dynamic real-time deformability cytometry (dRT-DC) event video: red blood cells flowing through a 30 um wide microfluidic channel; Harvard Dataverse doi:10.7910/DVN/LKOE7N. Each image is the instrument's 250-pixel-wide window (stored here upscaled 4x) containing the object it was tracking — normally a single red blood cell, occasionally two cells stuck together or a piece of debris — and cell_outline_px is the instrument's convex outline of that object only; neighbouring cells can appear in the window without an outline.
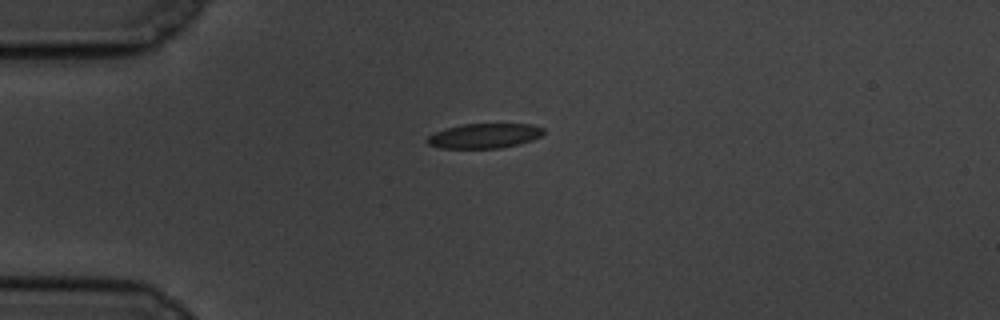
{"species": "common noctule bat (a hibernating species)", "species_latin": "Nyctalus noctula", "temperature_condition": "cold", "stored_images_in_passage": 45, "camera_frame_rate_fps": 3000, "um_per_image_px": 0.085, "animal": {"sex": "male", "body_mass_g": 19.5, "forearm_length_mm": 54.6}, "frame": {"image": 1, "passage_image": 1, "time_ms": 0.0, "image_size_px": [1000, 320], "cell_outline_px": [[544, 132], [540, 136], [532, 140], [500, 148], [440, 148], [428, 144], [424, 140], [428, 136], [444, 128], [464, 124], [532, 124], [544, 128]], "centroid_in_image_um": [41.14, 11.54], "position_along_channel_um": 43.9, "area_um2": 16.76}}
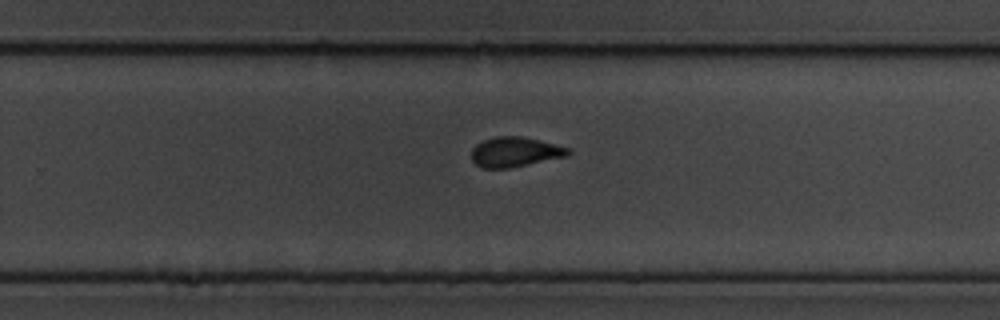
{"frame": {"image": 2, "passage_image": 24, "time_ms": 7.667, "image_size_px": [1000, 320], "cell_outline_px": [[572, 152], [568, 156], [508, 168], [480, 168], [472, 160], [472, 148], [476, 144], [484, 140], [496, 136], [520, 136], [572, 148]], "centroid_in_image_um": [43.79, 12.92], "position_along_channel_um": 286.0, "area_um2": 16.82}}
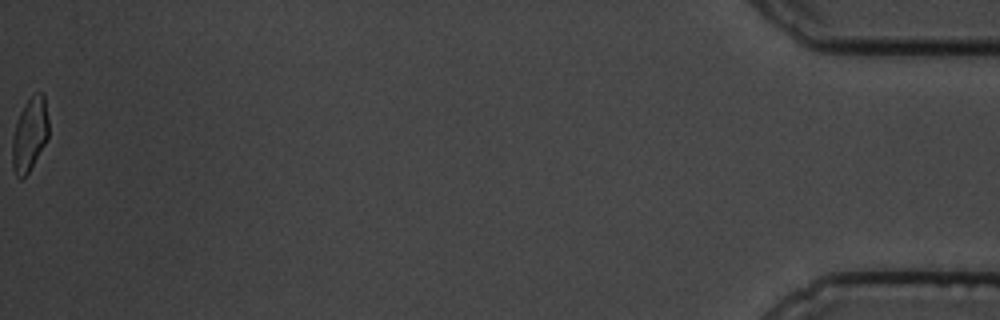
{"frame": {"image": 3, "passage_image": 45, "time_ms": 14.667, "image_size_px": [1000, 320], "cell_outline_px": [[48, 136], [44, 144], [28, 172], [20, 180], [16, 176], [12, 168], [12, 140], [16, 120], [24, 104], [32, 96], [40, 92], [44, 92], [48, 120]], "centroid_in_image_um": [2.5, 11.42], "position_along_channel_um": 432.7, "area_um2": 15.43}, "authors_computed_cell_mechanics": {"area_um2": 16.9932, "velocity_mm_per_s": 3.4609, "shape_relaxation_time_tau1_ms": 4.1618, "shape_relaxation_time_tau2_ms": 1.6162, "deformation_change_tau1": 0.1348, "deformation_change_tau2": 0.0672}}